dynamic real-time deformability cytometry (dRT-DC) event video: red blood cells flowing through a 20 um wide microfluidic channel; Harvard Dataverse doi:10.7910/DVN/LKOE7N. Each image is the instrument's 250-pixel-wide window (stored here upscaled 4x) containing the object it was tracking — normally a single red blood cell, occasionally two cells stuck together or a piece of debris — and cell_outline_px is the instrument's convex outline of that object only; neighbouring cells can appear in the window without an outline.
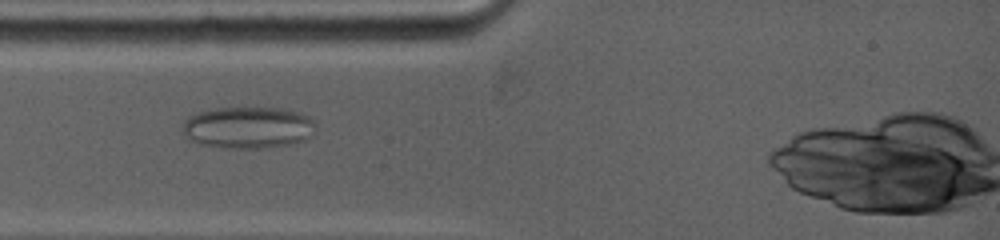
{"species": "common noctule bat (a hibernating species)", "species_latin": "Nyctalus noctula", "temperature_condition": "warm", "stored_images_in_passage": 56, "camera_frame_rate_fps": 5000, "um_per_image_px": 0.085, "animal": {"sex": "female", "body_mass_g": 19.0, "forearm_length_mm": 53.3}, "frame": {"image": 1, "passage_image": 10, "time_ms": 2.8, "image_size_px": [1000, 240], "cell_outline_px": [[316, 120], [312, 136], [304, 140], [292, 144], [264, 148], [220, 148], [200, 144], [188, 140], [184, 132], [184, 120], [188, 116], [196, 112], [216, 108], [280, 108], [300, 112]], "centroid_in_image_um": [21.09, 10.84], "position_along_channel_um": 63.9, "area_um2": 32.77}}
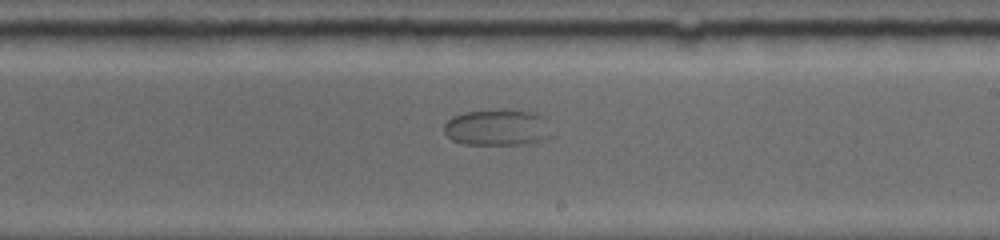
{"frame": {"image": 2, "passage_image": 27, "time_ms": 7.8, "image_size_px": [1000, 240], "cell_outline_px": [[556, 132], [552, 136], [532, 144], [464, 144], [452, 140], [444, 132], [444, 124], [452, 116], [464, 112], [496, 108], [504, 108], [536, 112], [544, 116], [548, 120]], "centroid_in_image_um": [42.38, 10.81], "position_along_channel_um": 246.6, "area_um2": 23.81}}
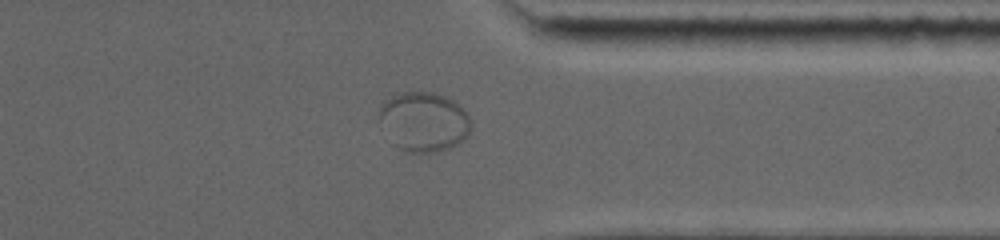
{"frame": {"image": 3, "passage_image": 39, "time_ms": 11.4, "image_size_px": [1000, 240], "cell_outline_px": [[472, 128], [456, 144], [448, 148], [436, 152], [408, 152], [392, 144], [380, 120], [380, 104], [384, 100], [400, 92], [432, 92], [444, 96], [452, 100], [464, 108], [472, 124]], "centroid_in_image_um": [36.01, 10.33], "position_along_channel_um": 375.4, "area_um2": 31.62}}